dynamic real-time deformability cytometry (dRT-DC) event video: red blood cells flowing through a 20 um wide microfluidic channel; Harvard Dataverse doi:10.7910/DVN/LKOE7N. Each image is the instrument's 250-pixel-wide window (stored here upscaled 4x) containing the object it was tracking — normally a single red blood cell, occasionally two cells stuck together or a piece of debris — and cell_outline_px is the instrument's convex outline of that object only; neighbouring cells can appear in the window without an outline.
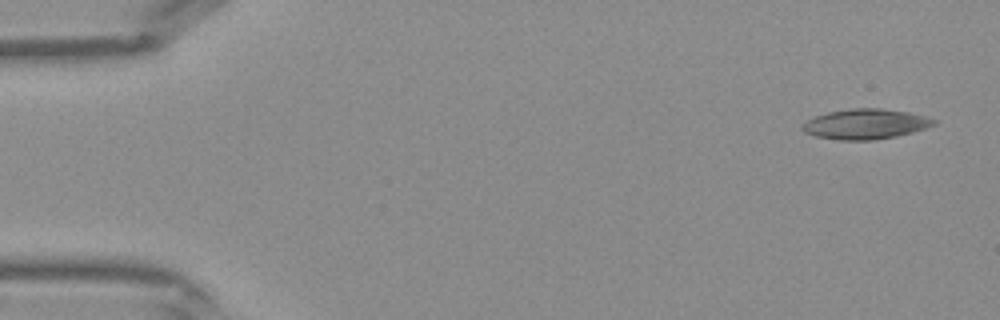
{"species": "Egyptian fruit bat (a non-hibernating species)", "species_latin": "Rousettus aegyptiacus", "temperature_condition": "warm", "stored_images_in_passage": 40, "camera_frame_rate_fps": 3000, "um_per_image_px": 0.085, "frame": {"image": 1, "passage_image": 1, "time_ms": 0.0, "image_size_px": [1000, 320], "cell_outline_px": [[940, 120], [936, 124], [912, 132], [896, 136], [872, 140], [840, 140], [816, 136], [804, 132], [800, 128], [808, 120], [816, 116], [828, 112], [852, 108], [880, 108], [908, 112]], "centroid_in_image_um": [73.59, 10.54], "position_along_channel_um": 11.4, "area_um2": 22.95}}
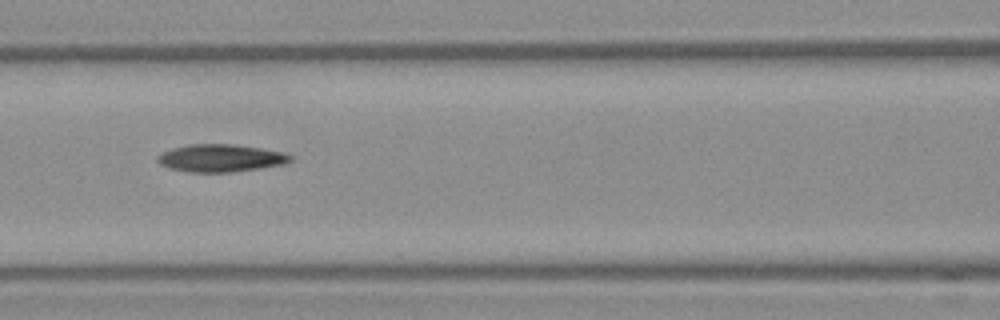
{"frame": {"image": 2, "passage_image": 17, "time_ms": 5.333, "image_size_px": [1000, 320], "cell_outline_px": [[292, 160], [284, 164], [260, 168], [232, 172], [188, 172], [168, 168], [160, 164], [156, 160], [156, 156], [172, 148], [188, 144], [232, 144], [260, 148], [284, 152], [292, 156]], "centroid_in_image_um": [18.74, 13.44], "position_along_channel_um": 147.9, "area_um2": 21.39}}
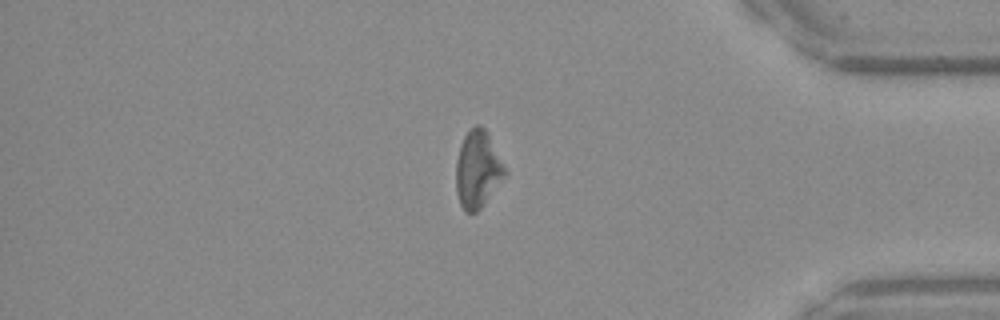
{"frame": {"image": 3, "passage_image": 34, "time_ms": 11.0, "image_size_px": [1000, 320], "cell_outline_px": [[508, 172], [484, 204], [476, 212], [464, 212], [460, 204], [456, 192], [456, 160], [460, 144], [464, 136], [476, 124], [480, 124], [484, 128]], "centroid_in_image_um": [40.58, 14.42], "position_along_channel_um": 394.6, "area_um2": 21.79}}